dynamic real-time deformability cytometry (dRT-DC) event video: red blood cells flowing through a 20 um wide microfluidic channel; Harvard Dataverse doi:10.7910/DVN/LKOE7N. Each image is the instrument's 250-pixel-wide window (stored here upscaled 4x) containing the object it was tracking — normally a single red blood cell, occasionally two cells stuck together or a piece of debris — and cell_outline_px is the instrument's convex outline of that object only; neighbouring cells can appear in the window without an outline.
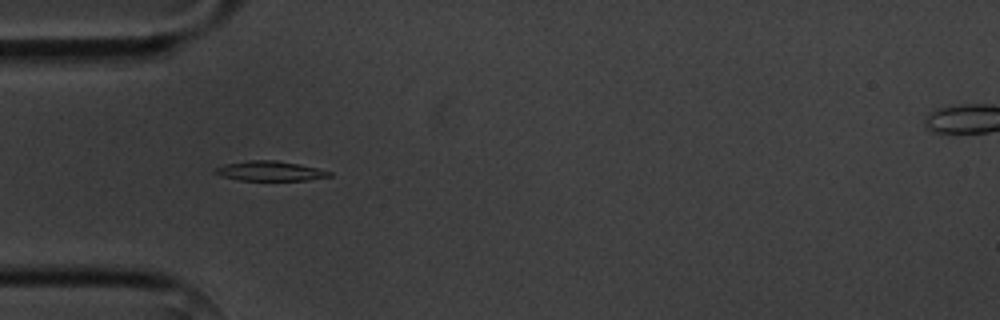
{"species": "common noctule bat (a hibernating species)", "species_latin": "Nyctalus noctula", "temperature_condition": "cold", "stored_images_in_passage": 3, "camera_frame_rate_fps": 3000, "um_per_image_px": 0.085, "animal": {"sex": "male", "body_mass_g": 20.1, "forearm_length_mm": 53.5}, "frame": {"image": 1, "passage_image": 3, "time_ms": 3.333, "image_size_px": [1000, 320], "cell_outline_px": [[332, 176], [308, 180], [240, 180], [220, 176], [212, 172], [216, 168], [224, 164], [248, 160], [276, 160], [316, 168], [332, 172]], "centroid_in_image_um": [22.91, 14.54], "position_along_channel_um": 62.1, "area_um2": 13.06}}